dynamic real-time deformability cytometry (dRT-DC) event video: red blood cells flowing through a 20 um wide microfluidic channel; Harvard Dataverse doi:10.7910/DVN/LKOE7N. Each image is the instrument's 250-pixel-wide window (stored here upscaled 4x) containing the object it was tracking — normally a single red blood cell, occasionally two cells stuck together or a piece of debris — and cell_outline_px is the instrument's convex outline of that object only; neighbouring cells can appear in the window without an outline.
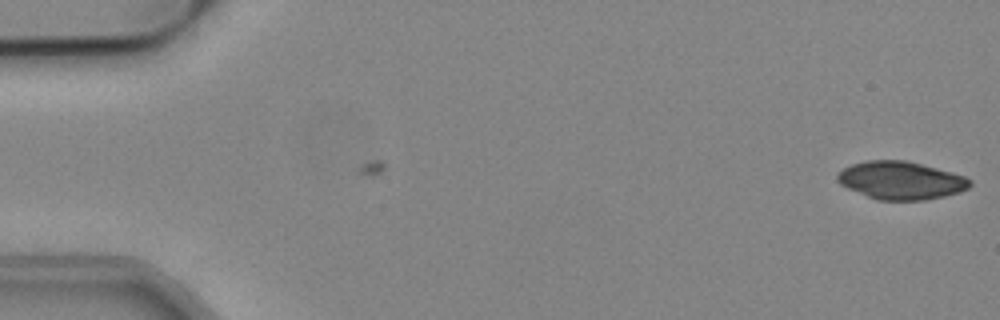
{"species": "common noctule bat (a hibernating species)", "species_latin": "Nyctalus noctula", "temperature_condition": "cold", "stored_images_in_passage": 6, "camera_frame_rate_fps": 3000, "um_per_image_px": 0.085, "animal": {"sex": "male", "body_mass_g": 19.2, "forearm_length_mm": 51.8}, "frame": {"image": 1, "passage_image": 6, "time_ms": 1.667, "image_size_px": [1000, 320], "cell_outline_px": [[972, 184], [968, 188], [944, 196], [924, 200], [876, 200], [848, 188], [840, 184], [836, 180], [836, 176], [844, 168], [852, 164], [868, 160], [908, 160], [952, 172], [964, 176], [972, 180]], "centroid_in_image_um": [76.57, 15.33], "position_along_channel_um": 8.4, "area_um2": 29.25}}